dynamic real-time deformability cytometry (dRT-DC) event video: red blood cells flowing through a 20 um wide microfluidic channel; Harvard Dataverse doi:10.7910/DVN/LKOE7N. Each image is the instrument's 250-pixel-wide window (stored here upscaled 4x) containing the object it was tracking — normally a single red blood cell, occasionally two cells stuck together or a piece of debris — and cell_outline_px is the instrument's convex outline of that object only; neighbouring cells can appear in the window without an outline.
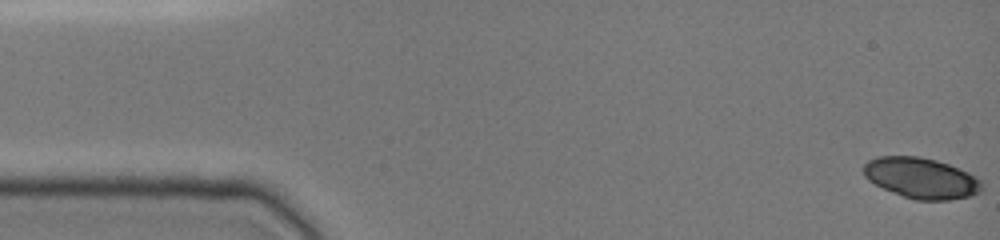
{"species": "common noctule bat (a hibernating species)", "species_latin": "Nyctalus noctula", "temperature_condition": "cold", "stored_images_in_passage": 48, "camera_frame_rate_fps": 3000, "um_per_image_px": 0.085, "animal": {"sex": "female", "body_mass_g": 19.0, "forearm_length_mm": 51.5}, "frame": {"image": 1, "passage_image": 1, "time_ms": 0.0, "image_size_px": [1000, 240], "cell_outline_px": [[984, 188], [980, 192], [972, 196], [948, 200], [916, 200], [904, 196], [884, 188], [868, 180], [864, 176], [864, 164], [868, 160], [880, 156], [920, 156], [936, 160], [948, 164], [968, 172], [976, 176], [984, 184]], "centroid_in_image_um": [78.35, 15.13], "position_along_channel_um": 6.7, "area_um2": 28.09}}
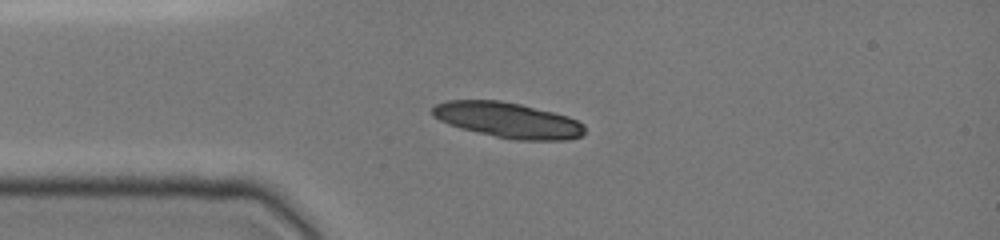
{"frame": {"image": 2, "passage_image": 12, "time_ms": 3.667, "image_size_px": [1000, 240], "cell_outline_px": [[584, 132], [580, 136], [568, 140], [512, 140], [448, 124], [432, 116], [432, 108], [436, 104], [448, 100], [500, 100], [520, 104], [568, 116], [584, 124]], "centroid_in_image_um": [43.18, 10.2], "position_along_channel_um": 41.8, "area_um2": 31.15}}